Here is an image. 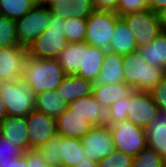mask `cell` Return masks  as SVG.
Masks as SVG:
<instances>
[{"label": "cell", "mask_w": 166, "mask_h": 167, "mask_svg": "<svg viewBox=\"0 0 166 167\" xmlns=\"http://www.w3.org/2000/svg\"><path fill=\"white\" fill-rule=\"evenodd\" d=\"M65 77L57 59H41L28 55L25 60L22 80L32 88L35 95L56 90Z\"/></svg>", "instance_id": "cell-1"}, {"label": "cell", "mask_w": 166, "mask_h": 167, "mask_svg": "<svg viewBox=\"0 0 166 167\" xmlns=\"http://www.w3.org/2000/svg\"><path fill=\"white\" fill-rule=\"evenodd\" d=\"M123 74L124 82L133 90L149 92L166 72L148 64L137 50L123 56Z\"/></svg>", "instance_id": "cell-2"}, {"label": "cell", "mask_w": 166, "mask_h": 167, "mask_svg": "<svg viewBox=\"0 0 166 167\" xmlns=\"http://www.w3.org/2000/svg\"><path fill=\"white\" fill-rule=\"evenodd\" d=\"M0 96L8 116L26 117L35 110V93L22 79L0 82Z\"/></svg>", "instance_id": "cell-3"}, {"label": "cell", "mask_w": 166, "mask_h": 167, "mask_svg": "<svg viewBox=\"0 0 166 167\" xmlns=\"http://www.w3.org/2000/svg\"><path fill=\"white\" fill-rule=\"evenodd\" d=\"M68 44L64 35V20L51 15L48 29L41 33L27 48L28 55L41 59H57Z\"/></svg>", "instance_id": "cell-4"}, {"label": "cell", "mask_w": 166, "mask_h": 167, "mask_svg": "<svg viewBox=\"0 0 166 167\" xmlns=\"http://www.w3.org/2000/svg\"><path fill=\"white\" fill-rule=\"evenodd\" d=\"M135 36L137 48L152 42L162 31L160 15L150 9L121 16Z\"/></svg>", "instance_id": "cell-5"}, {"label": "cell", "mask_w": 166, "mask_h": 167, "mask_svg": "<svg viewBox=\"0 0 166 167\" xmlns=\"http://www.w3.org/2000/svg\"><path fill=\"white\" fill-rule=\"evenodd\" d=\"M114 149L132 157L147 148L146 130L136 126L132 121L125 120L109 126Z\"/></svg>", "instance_id": "cell-6"}, {"label": "cell", "mask_w": 166, "mask_h": 167, "mask_svg": "<svg viewBox=\"0 0 166 167\" xmlns=\"http://www.w3.org/2000/svg\"><path fill=\"white\" fill-rule=\"evenodd\" d=\"M121 17L112 11H95L87 18L85 43L108 51L116 22Z\"/></svg>", "instance_id": "cell-7"}, {"label": "cell", "mask_w": 166, "mask_h": 167, "mask_svg": "<svg viewBox=\"0 0 166 167\" xmlns=\"http://www.w3.org/2000/svg\"><path fill=\"white\" fill-rule=\"evenodd\" d=\"M51 15L48 6L35 5L23 17L15 20L20 45L28 48L41 33L48 29Z\"/></svg>", "instance_id": "cell-8"}, {"label": "cell", "mask_w": 166, "mask_h": 167, "mask_svg": "<svg viewBox=\"0 0 166 167\" xmlns=\"http://www.w3.org/2000/svg\"><path fill=\"white\" fill-rule=\"evenodd\" d=\"M159 109L149 92L136 91L127 96V120L146 128L156 118Z\"/></svg>", "instance_id": "cell-9"}, {"label": "cell", "mask_w": 166, "mask_h": 167, "mask_svg": "<svg viewBox=\"0 0 166 167\" xmlns=\"http://www.w3.org/2000/svg\"><path fill=\"white\" fill-rule=\"evenodd\" d=\"M80 140L85 155L96 163L114 151L113 137L107 126H93Z\"/></svg>", "instance_id": "cell-10"}, {"label": "cell", "mask_w": 166, "mask_h": 167, "mask_svg": "<svg viewBox=\"0 0 166 167\" xmlns=\"http://www.w3.org/2000/svg\"><path fill=\"white\" fill-rule=\"evenodd\" d=\"M29 149L38 148L57 135L56 118L32 111L26 116Z\"/></svg>", "instance_id": "cell-11"}, {"label": "cell", "mask_w": 166, "mask_h": 167, "mask_svg": "<svg viewBox=\"0 0 166 167\" xmlns=\"http://www.w3.org/2000/svg\"><path fill=\"white\" fill-rule=\"evenodd\" d=\"M27 57L24 46L0 47V82L22 79Z\"/></svg>", "instance_id": "cell-12"}, {"label": "cell", "mask_w": 166, "mask_h": 167, "mask_svg": "<svg viewBox=\"0 0 166 167\" xmlns=\"http://www.w3.org/2000/svg\"><path fill=\"white\" fill-rule=\"evenodd\" d=\"M68 108L84 117L93 126H110V111L98 103L93 94L76 99Z\"/></svg>", "instance_id": "cell-13"}, {"label": "cell", "mask_w": 166, "mask_h": 167, "mask_svg": "<svg viewBox=\"0 0 166 167\" xmlns=\"http://www.w3.org/2000/svg\"><path fill=\"white\" fill-rule=\"evenodd\" d=\"M48 7L53 16L62 20L73 17L87 19L96 11L93 0H56Z\"/></svg>", "instance_id": "cell-14"}, {"label": "cell", "mask_w": 166, "mask_h": 167, "mask_svg": "<svg viewBox=\"0 0 166 167\" xmlns=\"http://www.w3.org/2000/svg\"><path fill=\"white\" fill-rule=\"evenodd\" d=\"M57 135L81 139L92 127L84 117L69 109L56 118Z\"/></svg>", "instance_id": "cell-15"}, {"label": "cell", "mask_w": 166, "mask_h": 167, "mask_svg": "<svg viewBox=\"0 0 166 167\" xmlns=\"http://www.w3.org/2000/svg\"><path fill=\"white\" fill-rule=\"evenodd\" d=\"M106 51L98 47L90 46L82 42V66H80L77 76L96 83L101 67L104 63Z\"/></svg>", "instance_id": "cell-16"}, {"label": "cell", "mask_w": 166, "mask_h": 167, "mask_svg": "<svg viewBox=\"0 0 166 167\" xmlns=\"http://www.w3.org/2000/svg\"><path fill=\"white\" fill-rule=\"evenodd\" d=\"M0 135L21 147L24 151L29 150L26 117L7 116L4 118L0 122Z\"/></svg>", "instance_id": "cell-17"}, {"label": "cell", "mask_w": 166, "mask_h": 167, "mask_svg": "<svg viewBox=\"0 0 166 167\" xmlns=\"http://www.w3.org/2000/svg\"><path fill=\"white\" fill-rule=\"evenodd\" d=\"M145 130L147 148L156 151L166 161V112L159 111Z\"/></svg>", "instance_id": "cell-18"}, {"label": "cell", "mask_w": 166, "mask_h": 167, "mask_svg": "<svg viewBox=\"0 0 166 167\" xmlns=\"http://www.w3.org/2000/svg\"><path fill=\"white\" fill-rule=\"evenodd\" d=\"M137 49L135 36L129 30L126 22L120 18L115 24L108 51L124 56Z\"/></svg>", "instance_id": "cell-19"}, {"label": "cell", "mask_w": 166, "mask_h": 167, "mask_svg": "<svg viewBox=\"0 0 166 167\" xmlns=\"http://www.w3.org/2000/svg\"><path fill=\"white\" fill-rule=\"evenodd\" d=\"M93 83L77 75L66 76L56 89L69 104L72 101L92 94Z\"/></svg>", "instance_id": "cell-20"}, {"label": "cell", "mask_w": 166, "mask_h": 167, "mask_svg": "<svg viewBox=\"0 0 166 167\" xmlns=\"http://www.w3.org/2000/svg\"><path fill=\"white\" fill-rule=\"evenodd\" d=\"M133 89L125 82H120L112 85L102 83H94L92 94L95 100L102 106L109 108L121 98L129 96Z\"/></svg>", "instance_id": "cell-21"}, {"label": "cell", "mask_w": 166, "mask_h": 167, "mask_svg": "<svg viewBox=\"0 0 166 167\" xmlns=\"http://www.w3.org/2000/svg\"><path fill=\"white\" fill-rule=\"evenodd\" d=\"M96 83L112 85L124 82L123 56L106 51Z\"/></svg>", "instance_id": "cell-22"}, {"label": "cell", "mask_w": 166, "mask_h": 167, "mask_svg": "<svg viewBox=\"0 0 166 167\" xmlns=\"http://www.w3.org/2000/svg\"><path fill=\"white\" fill-rule=\"evenodd\" d=\"M68 107V103L56 90L43 91L35 96V111L57 118Z\"/></svg>", "instance_id": "cell-23"}, {"label": "cell", "mask_w": 166, "mask_h": 167, "mask_svg": "<svg viewBox=\"0 0 166 167\" xmlns=\"http://www.w3.org/2000/svg\"><path fill=\"white\" fill-rule=\"evenodd\" d=\"M148 64L166 72V32L161 31L148 45L137 49Z\"/></svg>", "instance_id": "cell-24"}, {"label": "cell", "mask_w": 166, "mask_h": 167, "mask_svg": "<svg viewBox=\"0 0 166 167\" xmlns=\"http://www.w3.org/2000/svg\"><path fill=\"white\" fill-rule=\"evenodd\" d=\"M66 76L76 75L82 66V42L68 43L57 57Z\"/></svg>", "instance_id": "cell-25"}, {"label": "cell", "mask_w": 166, "mask_h": 167, "mask_svg": "<svg viewBox=\"0 0 166 167\" xmlns=\"http://www.w3.org/2000/svg\"><path fill=\"white\" fill-rule=\"evenodd\" d=\"M62 167H73L81 160L88 159L78 138L61 136Z\"/></svg>", "instance_id": "cell-26"}, {"label": "cell", "mask_w": 166, "mask_h": 167, "mask_svg": "<svg viewBox=\"0 0 166 167\" xmlns=\"http://www.w3.org/2000/svg\"><path fill=\"white\" fill-rule=\"evenodd\" d=\"M34 6V0H0V15L18 20Z\"/></svg>", "instance_id": "cell-27"}, {"label": "cell", "mask_w": 166, "mask_h": 167, "mask_svg": "<svg viewBox=\"0 0 166 167\" xmlns=\"http://www.w3.org/2000/svg\"><path fill=\"white\" fill-rule=\"evenodd\" d=\"M49 167H62L61 136L56 135L37 148Z\"/></svg>", "instance_id": "cell-28"}, {"label": "cell", "mask_w": 166, "mask_h": 167, "mask_svg": "<svg viewBox=\"0 0 166 167\" xmlns=\"http://www.w3.org/2000/svg\"><path fill=\"white\" fill-rule=\"evenodd\" d=\"M87 19L67 18L64 20V35L68 43L85 42Z\"/></svg>", "instance_id": "cell-29"}, {"label": "cell", "mask_w": 166, "mask_h": 167, "mask_svg": "<svg viewBox=\"0 0 166 167\" xmlns=\"http://www.w3.org/2000/svg\"><path fill=\"white\" fill-rule=\"evenodd\" d=\"M21 46L17 34L15 20L0 15V47Z\"/></svg>", "instance_id": "cell-30"}, {"label": "cell", "mask_w": 166, "mask_h": 167, "mask_svg": "<svg viewBox=\"0 0 166 167\" xmlns=\"http://www.w3.org/2000/svg\"><path fill=\"white\" fill-rule=\"evenodd\" d=\"M165 162L156 151L145 148L133 158L132 167H164Z\"/></svg>", "instance_id": "cell-31"}, {"label": "cell", "mask_w": 166, "mask_h": 167, "mask_svg": "<svg viewBox=\"0 0 166 167\" xmlns=\"http://www.w3.org/2000/svg\"><path fill=\"white\" fill-rule=\"evenodd\" d=\"M132 156L114 149V151L102 160L98 161V167H132Z\"/></svg>", "instance_id": "cell-32"}, {"label": "cell", "mask_w": 166, "mask_h": 167, "mask_svg": "<svg viewBox=\"0 0 166 167\" xmlns=\"http://www.w3.org/2000/svg\"><path fill=\"white\" fill-rule=\"evenodd\" d=\"M24 150L7 138L0 135V163L11 162L15 157L23 155Z\"/></svg>", "instance_id": "cell-33"}, {"label": "cell", "mask_w": 166, "mask_h": 167, "mask_svg": "<svg viewBox=\"0 0 166 167\" xmlns=\"http://www.w3.org/2000/svg\"><path fill=\"white\" fill-rule=\"evenodd\" d=\"M149 9L148 0H119L116 13L123 15Z\"/></svg>", "instance_id": "cell-34"}, {"label": "cell", "mask_w": 166, "mask_h": 167, "mask_svg": "<svg viewBox=\"0 0 166 167\" xmlns=\"http://www.w3.org/2000/svg\"><path fill=\"white\" fill-rule=\"evenodd\" d=\"M108 109L110 111V126L127 120V97L121 98Z\"/></svg>", "instance_id": "cell-35"}, {"label": "cell", "mask_w": 166, "mask_h": 167, "mask_svg": "<svg viewBox=\"0 0 166 167\" xmlns=\"http://www.w3.org/2000/svg\"><path fill=\"white\" fill-rule=\"evenodd\" d=\"M159 111L166 112V75L149 91Z\"/></svg>", "instance_id": "cell-36"}, {"label": "cell", "mask_w": 166, "mask_h": 167, "mask_svg": "<svg viewBox=\"0 0 166 167\" xmlns=\"http://www.w3.org/2000/svg\"><path fill=\"white\" fill-rule=\"evenodd\" d=\"M27 167H49L44 161V154L37 148H31L23 153Z\"/></svg>", "instance_id": "cell-37"}, {"label": "cell", "mask_w": 166, "mask_h": 167, "mask_svg": "<svg viewBox=\"0 0 166 167\" xmlns=\"http://www.w3.org/2000/svg\"><path fill=\"white\" fill-rule=\"evenodd\" d=\"M97 11L116 12L119 0H93Z\"/></svg>", "instance_id": "cell-38"}, {"label": "cell", "mask_w": 166, "mask_h": 167, "mask_svg": "<svg viewBox=\"0 0 166 167\" xmlns=\"http://www.w3.org/2000/svg\"><path fill=\"white\" fill-rule=\"evenodd\" d=\"M0 167H27L24 155L15 157L11 162L0 163Z\"/></svg>", "instance_id": "cell-39"}, {"label": "cell", "mask_w": 166, "mask_h": 167, "mask_svg": "<svg viewBox=\"0 0 166 167\" xmlns=\"http://www.w3.org/2000/svg\"><path fill=\"white\" fill-rule=\"evenodd\" d=\"M148 7L150 10L159 14L166 8V0H148Z\"/></svg>", "instance_id": "cell-40"}, {"label": "cell", "mask_w": 166, "mask_h": 167, "mask_svg": "<svg viewBox=\"0 0 166 167\" xmlns=\"http://www.w3.org/2000/svg\"><path fill=\"white\" fill-rule=\"evenodd\" d=\"M73 167H98V164L89 159H84V160H81L78 164H76Z\"/></svg>", "instance_id": "cell-41"}, {"label": "cell", "mask_w": 166, "mask_h": 167, "mask_svg": "<svg viewBox=\"0 0 166 167\" xmlns=\"http://www.w3.org/2000/svg\"><path fill=\"white\" fill-rule=\"evenodd\" d=\"M8 116L3 99L0 96V122Z\"/></svg>", "instance_id": "cell-42"}, {"label": "cell", "mask_w": 166, "mask_h": 167, "mask_svg": "<svg viewBox=\"0 0 166 167\" xmlns=\"http://www.w3.org/2000/svg\"><path fill=\"white\" fill-rule=\"evenodd\" d=\"M160 20H161V26H162V31L166 32V8L162 10L160 13Z\"/></svg>", "instance_id": "cell-43"}, {"label": "cell", "mask_w": 166, "mask_h": 167, "mask_svg": "<svg viewBox=\"0 0 166 167\" xmlns=\"http://www.w3.org/2000/svg\"><path fill=\"white\" fill-rule=\"evenodd\" d=\"M56 0H34L35 5L49 6Z\"/></svg>", "instance_id": "cell-44"}]
</instances>
